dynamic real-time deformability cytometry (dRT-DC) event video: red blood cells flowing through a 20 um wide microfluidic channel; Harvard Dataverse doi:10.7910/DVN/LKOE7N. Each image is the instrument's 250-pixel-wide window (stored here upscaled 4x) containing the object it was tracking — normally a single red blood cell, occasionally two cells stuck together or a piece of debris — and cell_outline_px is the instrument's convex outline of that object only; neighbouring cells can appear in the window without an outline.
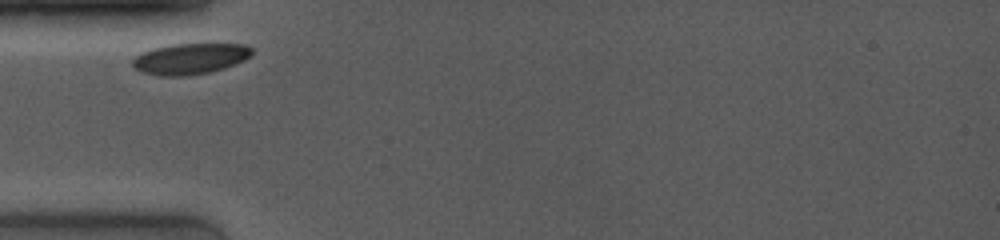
{"species": "common noctule bat (a hibernating species)", "species_latin": "Nyctalus noctula", "temperature_condition": "room temperature", "stored_images_in_passage": 3, "camera_frame_rate_fps": 4000, "um_per_image_px": 0.085, "animal": {"sex": "female", "body_mass_g": 19.0, "forearm_length_mm": 53.3}, "frame": {"image": 1, "passage_image": 1, "time_ms": 0.0, "image_size_px": [1000, 240], "cell_outline_px": [[252, 52], [244, 60], [224, 68], [208, 72], [184, 76], [160, 76], [140, 72], [132, 64], [132, 60], [140, 52], [152, 48], [172, 44], [244, 44], [252, 48]], "centroid_in_image_um": [16.11, 4.99], "position_along_channel_um": 68.9, "area_um2": 21.44}}